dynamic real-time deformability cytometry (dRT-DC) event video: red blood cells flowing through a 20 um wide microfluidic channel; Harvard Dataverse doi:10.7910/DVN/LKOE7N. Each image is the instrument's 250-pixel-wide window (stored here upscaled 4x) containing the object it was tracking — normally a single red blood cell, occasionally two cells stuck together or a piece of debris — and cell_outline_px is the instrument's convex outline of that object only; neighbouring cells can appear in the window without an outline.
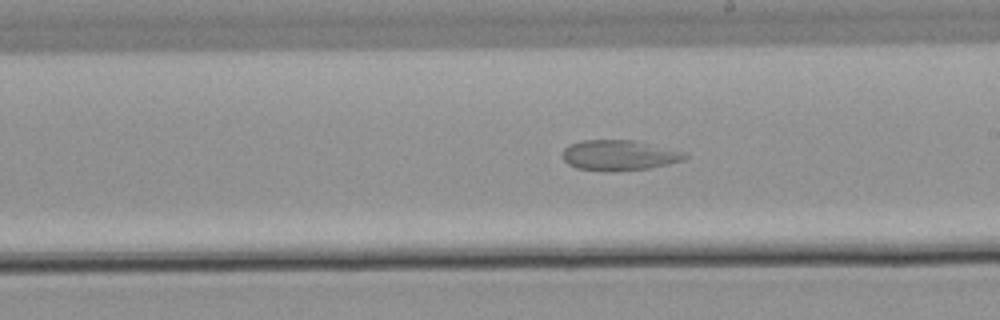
{"species": "common noctule bat (a hibernating species)", "species_latin": "Nyctalus noctula", "temperature_condition": "warm", "stored_images_in_passage": 55, "camera_frame_rate_fps": 3000, "um_per_image_px": 0.085, "animal": {"sex": "male", "body_mass_g": 21.5, "forearm_length_mm": 52.0}, "frame": {"image": 1, "passage_image": 32, "time_ms": 10.333, "image_size_px": [1000, 320], "cell_outline_px": [[688, 156], [684, 160], [668, 164], [648, 168], [576, 168], [568, 164], [564, 160], [564, 148], [568, 144], [580, 140], [632, 140], [688, 152]], "centroid_in_image_um": [52.67, 13.14], "position_along_channel_um": 236.3, "area_um2": 20.75}}
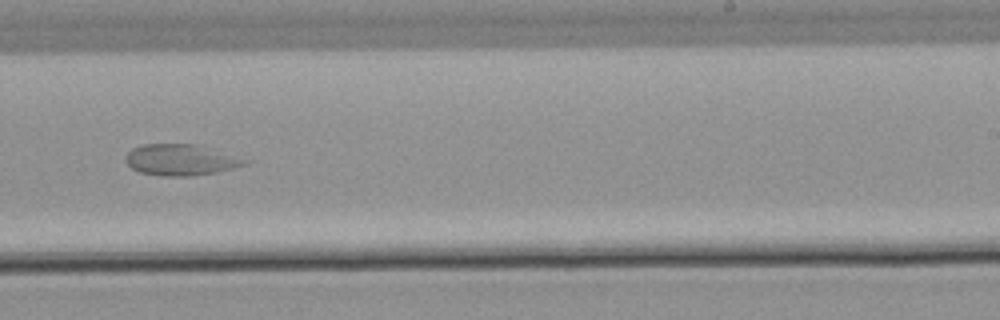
{"frame": {"image": 2, "passage_image": 35, "time_ms": 11.333, "image_size_px": [1000, 320], "cell_outline_px": [[252, 160], [244, 164], [232, 168], [216, 172], [188, 176], [160, 176], [140, 172], [132, 168], [124, 160], [128, 152], [132, 148], [144, 144], [200, 144]], "centroid_in_image_um": [15.38, 13.57], "position_along_channel_um": 273.6, "area_um2": 21.79}}
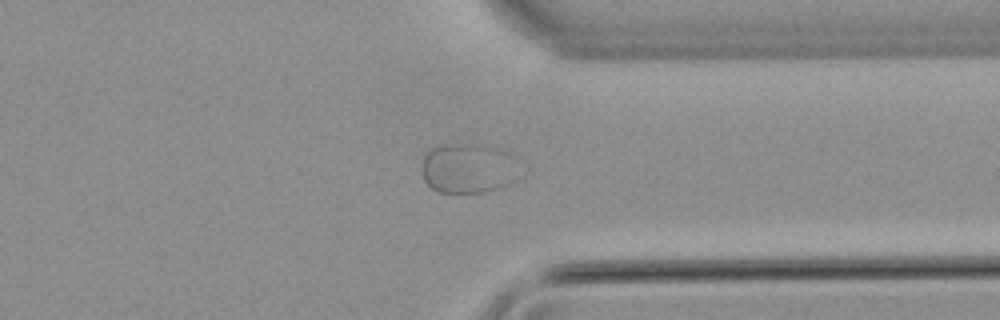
{"frame": {"image": 3, "passage_image": 43, "time_ms": 14.0, "image_size_px": [1000, 320], "cell_outline_px": [[516, 180], [500, 188], [484, 192], [456, 196], [440, 192], [432, 188], [424, 180], [424, 156], [432, 148], [444, 144], [480, 144], [500, 148], [508, 152]], "centroid_in_image_um": [39.73, 14.35], "position_along_channel_um": 371.7, "area_um2": 28.26}}